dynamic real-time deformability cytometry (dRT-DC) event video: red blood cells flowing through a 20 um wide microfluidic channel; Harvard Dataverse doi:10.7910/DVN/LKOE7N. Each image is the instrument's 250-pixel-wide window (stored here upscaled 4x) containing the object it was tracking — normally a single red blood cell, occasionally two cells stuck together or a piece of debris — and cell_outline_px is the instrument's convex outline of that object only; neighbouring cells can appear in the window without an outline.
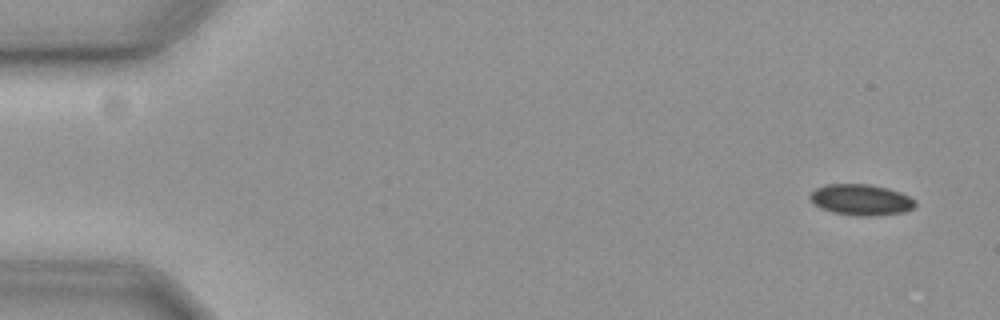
{"species": "common noctule bat (a hibernating species)", "species_latin": "Nyctalus noctula", "temperature_condition": "cold", "stored_images_in_passage": 56, "camera_frame_rate_fps": 3000, "um_per_image_px": 0.085, "animal": {"sex": "female", "body_mass_g": 19.3, "forearm_length_mm": 54.1}, "frame": {"image": 1, "passage_image": 1, "time_ms": 0.0, "image_size_px": [1000, 320], "cell_outline_px": [[916, 204], [912, 208], [904, 212], [876, 216], [852, 216], [832, 212], [820, 208], [812, 204], [808, 196], [816, 188], [828, 184], [868, 184], [888, 188], [900, 192], [916, 200]], "centroid_in_image_um": [73.16, 16.99], "position_along_channel_um": 11.8, "area_um2": 19.25}}
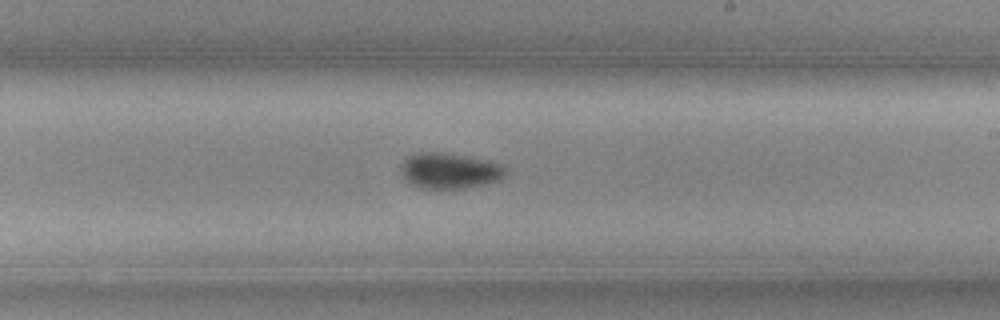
{"frame": {"image": 2, "passage_image": 32, "time_ms": 10.333, "image_size_px": [1000, 320], "cell_outline_px": [[504, 172], [500, 180], [484, 184], [464, 188], [420, 188], [412, 184], [400, 172], [400, 168], [404, 160], [408, 156], [416, 152], [440, 152], [500, 164], [504, 168]], "centroid_in_image_um": [38.13, 14.52], "position_along_channel_um": 250.9, "area_um2": 21.1}}
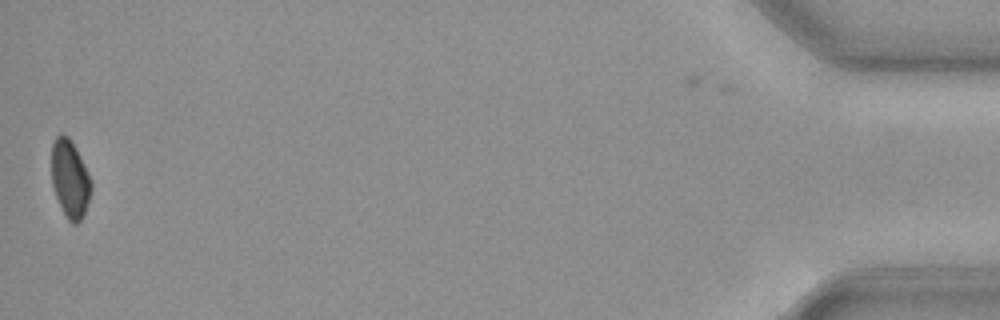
{"frame": {"image": 3, "passage_image": 55, "time_ms": 18.0, "image_size_px": [1000, 320], "cell_outline_px": [[92, 188], [84, 212], [80, 220], [76, 224], [72, 224], [68, 220], [56, 196], [52, 184], [52, 140], [56, 136], [68, 136], [76, 148], [92, 180]], "centroid_in_image_um": [5.95, 15.19], "position_along_channel_um": 429.2, "area_um2": 17.69}, "authors_computed_cell_mechanics": {"area_um2": 19.6809, "velocity_mm_per_s": 3.6393, "shape_relaxation_time_tau1_ms": 3.981, "shape_relaxation_time_tau2_ms": null, "deformation_change_tau1": 0.0437, "deformation_change_tau2": null}}